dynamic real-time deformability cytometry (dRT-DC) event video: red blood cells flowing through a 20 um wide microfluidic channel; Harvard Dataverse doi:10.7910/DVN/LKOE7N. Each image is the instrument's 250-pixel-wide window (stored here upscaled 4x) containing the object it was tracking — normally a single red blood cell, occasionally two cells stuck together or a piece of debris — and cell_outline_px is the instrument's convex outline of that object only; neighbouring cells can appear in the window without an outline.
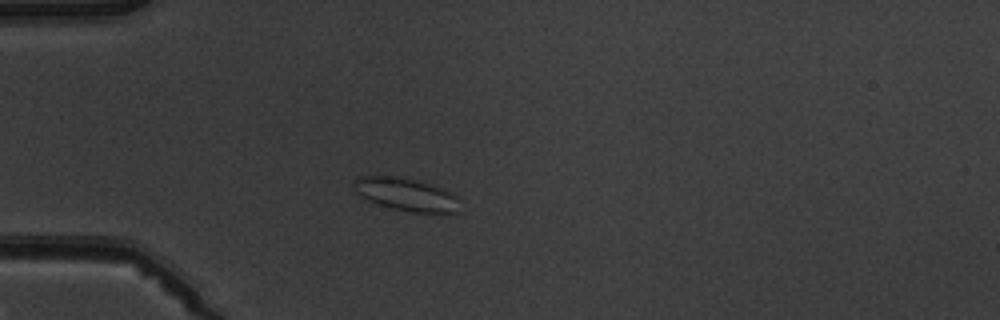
{"species": "common noctule bat (a hibernating species)", "species_latin": "Nyctalus noctula", "temperature_condition": "warm", "stored_images_in_passage": 5, "camera_frame_rate_fps": 3000, "um_per_image_px": 0.085, "animal": {"sex": "male", "body_mass_g": 19.5, "forearm_length_mm": 54.6}, "frame": {"image": 1, "passage_image": 5, "time_ms": 5.333, "image_size_px": [1000, 320], "cell_outline_px": [[460, 212], [440, 216], [412, 212], [392, 208], [368, 200], [356, 192], [352, 188], [352, 180], [360, 176], [396, 176], [416, 180], [444, 188], [452, 192], [456, 196]], "centroid_in_image_um": [34.59, 16.56], "position_along_channel_um": 50.4, "area_um2": 20.92}}